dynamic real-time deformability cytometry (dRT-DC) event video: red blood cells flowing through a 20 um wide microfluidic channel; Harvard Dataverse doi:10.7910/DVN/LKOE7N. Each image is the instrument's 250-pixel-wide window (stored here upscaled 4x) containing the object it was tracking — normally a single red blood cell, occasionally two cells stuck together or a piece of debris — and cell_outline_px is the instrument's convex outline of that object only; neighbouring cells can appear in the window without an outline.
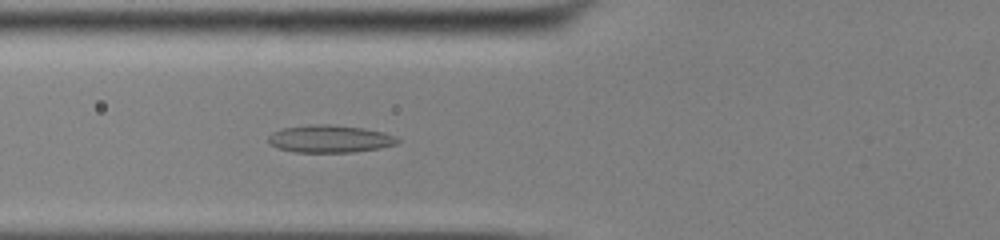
{"species": "common noctule bat (a hibernating species)", "species_latin": "Nyctalus noctula", "temperature_condition": "cold", "stored_images_in_passage": 48, "camera_frame_rate_fps": 3000, "um_per_image_px": 0.085, "animal": {"sex": "male", "body_mass_g": 13.0, "forearm_length_mm": 53.1}, "frame": {"image": 1, "passage_image": 16, "time_ms": 5.0, "image_size_px": [1000, 240], "cell_outline_px": [[400, 140], [396, 144], [380, 148], [352, 152], [296, 152], [276, 148], [268, 140], [268, 136], [272, 132], [284, 128], [312, 124], [328, 124], [364, 128], [384, 132], [396, 136]], "centroid_in_image_um": [28.05, 11.8], "position_along_channel_um": 97.8, "area_um2": 20.69}}
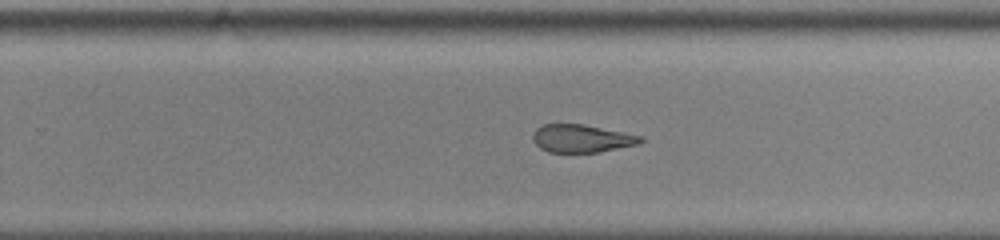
{"frame": {"image": 2, "passage_image": 30, "time_ms": 9.667, "image_size_px": [1000, 240], "cell_outline_px": [[644, 140], [640, 144], [600, 152], [548, 152], [540, 148], [532, 140], [532, 132], [536, 128], [544, 124], [584, 124], [644, 136]], "centroid_in_image_um": [49.46, 11.77], "position_along_channel_um": 280.3, "area_um2": 17.74}}
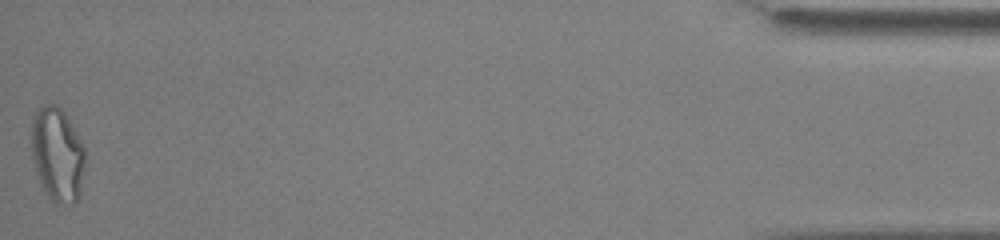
{"frame": {"image": 3, "passage_image": 48, "time_ms": 15.667, "image_size_px": [1000, 240], "cell_outline_px": [[84, 164], [80, 196], [72, 204], [56, 204], [44, 192], [36, 172], [32, 156], [32, 116], [44, 104], [56, 104], [64, 112], [84, 144]], "centroid_in_image_um": [4.88, 13.14], "position_along_channel_um": 430.3, "area_um2": 29.48}, "authors_computed_cell_mechanics": {"area_um2": 20.9525, "velocity_mm_per_s": 3.9198, "shape_relaxation_time_tau1_ms": null, "shape_relaxation_time_tau2_ms": 2.0419, "deformation_change_tau1": null, "deformation_change_tau2": 0.103}}